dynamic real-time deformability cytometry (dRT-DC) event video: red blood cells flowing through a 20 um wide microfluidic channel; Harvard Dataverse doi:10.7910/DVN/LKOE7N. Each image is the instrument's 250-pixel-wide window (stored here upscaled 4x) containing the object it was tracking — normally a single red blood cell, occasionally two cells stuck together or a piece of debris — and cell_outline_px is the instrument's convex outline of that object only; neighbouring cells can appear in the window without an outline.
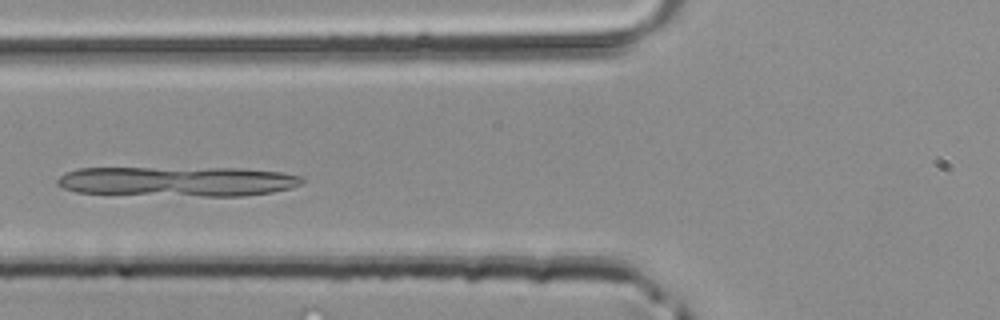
{"species": "common noctule bat (a hibernating species)", "species_latin": "Nyctalus noctula", "temperature_condition": "room temperature", "stored_images_in_passage": 15, "camera_frame_rate_fps": 3000, "um_per_image_px": 0.085, "animal": {"sex": "male", "body_mass_g": 20.4}, "frame": {"image": 1, "passage_image": 6, "time_ms": 1.667, "image_size_px": [1000, 320], "cell_outline_px": [[304, 180], [300, 184], [292, 188], [272, 192], [244, 196], [204, 196], [76, 192], [64, 188], [56, 184], [56, 180], [64, 172], [76, 168], [240, 168], [280, 172], [300, 176]], "centroid_in_image_um": [15.09, 15.41], "position_along_channel_um": 110.7, "area_um2": 42.6}}
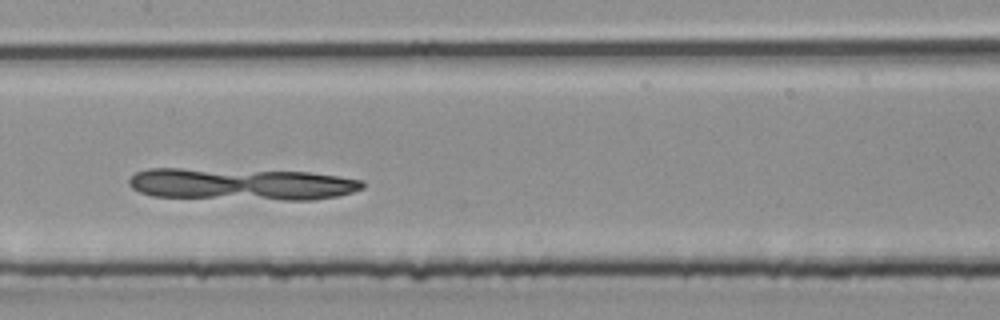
{"frame": {"image": 2, "passage_image": 11, "time_ms": 3.333, "image_size_px": [1000, 320], "cell_outline_px": [[364, 188], [352, 192], [336, 196], [316, 200], [284, 200], [152, 196], [140, 192], [132, 188], [128, 184], [128, 180], [136, 172], [148, 168], [180, 168], [308, 172], [364, 180]], "centroid_in_image_um": [20.52, 15.65], "position_along_channel_um": 186.9, "area_um2": 43.58}}
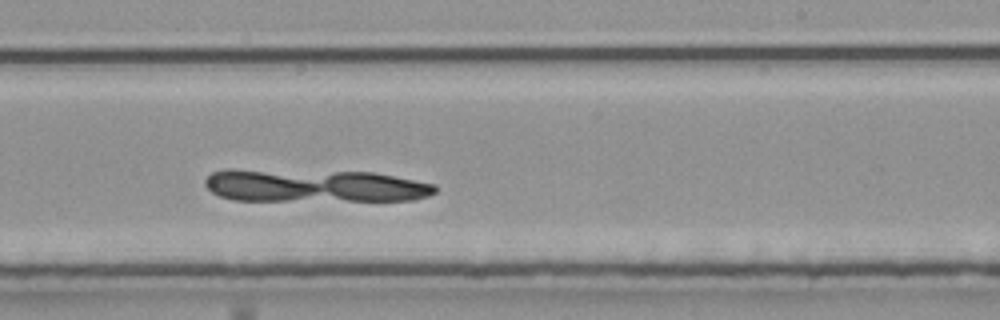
{"frame": {"image": 3, "passage_image": 15, "time_ms": 4.667, "image_size_px": [1000, 320], "cell_outline_px": [[436, 192], [428, 196], [412, 200], [232, 200], [220, 196], [212, 192], [204, 184], [204, 180], [212, 172], [228, 168], [232, 168], [372, 172], [436, 184]], "centroid_in_image_um": [26.66, 15.76], "position_along_channel_um": 262.3, "area_um2": 44.51}}